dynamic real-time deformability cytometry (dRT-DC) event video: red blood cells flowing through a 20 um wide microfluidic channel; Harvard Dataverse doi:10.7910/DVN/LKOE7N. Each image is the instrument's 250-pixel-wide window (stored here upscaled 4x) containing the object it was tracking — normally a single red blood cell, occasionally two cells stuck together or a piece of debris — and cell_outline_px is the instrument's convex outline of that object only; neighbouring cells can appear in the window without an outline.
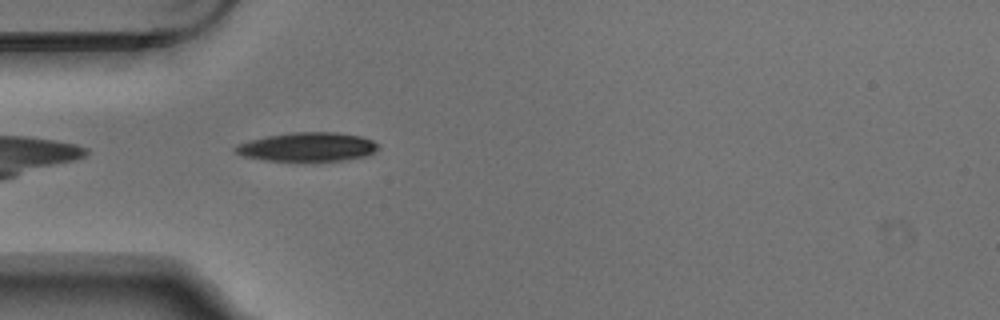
{"species": "Egyptian fruit bat (a non-hibernating species)", "species_latin": "Rousettus aegyptiacus", "temperature_condition": "warm", "stored_images_in_passage": 5, "camera_frame_rate_fps": 3000, "um_per_image_px": 0.085, "animal": {"sex": "male"}, "frame": {"image": 1, "passage_image": 5, "time_ms": 1.333, "image_size_px": [1000, 320], "cell_outline_px": [[380, 148], [376, 152], [368, 156], [344, 160], [264, 160], [244, 156], [236, 152], [232, 148], [248, 140], [268, 136], [292, 132], [336, 132], [360, 136], [372, 140]], "centroid_in_image_um": [26.18, 12.48], "position_along_channel_um": 58.8, "area_um2": 23.87}}